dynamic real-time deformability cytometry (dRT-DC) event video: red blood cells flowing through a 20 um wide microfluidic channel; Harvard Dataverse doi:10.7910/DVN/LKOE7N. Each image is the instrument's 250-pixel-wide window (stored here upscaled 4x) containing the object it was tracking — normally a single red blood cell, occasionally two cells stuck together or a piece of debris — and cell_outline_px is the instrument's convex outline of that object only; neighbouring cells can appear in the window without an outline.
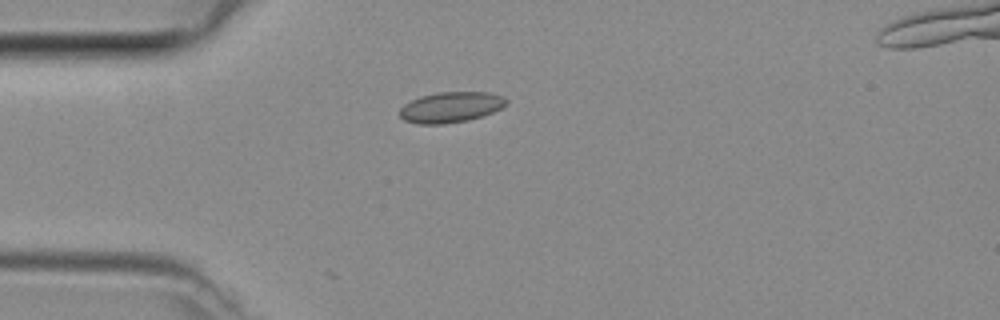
{"species": "common noctule bat (a hibernating species)", "species_latin": "Nyctalus noctula", "temperature_condition": "room temperature", "stored_images_in_passage": 4, "camera_frame_rate_fps": 3000, "um_per_image_px": 0.085, "animal": {"sex": "female", "body_mass_g": 29.2, "forearm_length_mm": 56.3}, "frame": {"image": 1, "passage_image": 3, "time_ms": 0.667, "image_size_px": [1000, 320], "cell_outline_px": [[508, 104], [484, 116], [468, 120], [444, 124], [416, 124], [404, 120], [400, 116], [400, 108], [404, 104], [420, 96], [436, 92], [488, 92], [504, 96], [508, 100]], "centroid_in_image_um": [38.33, 9.11], "position_along_channel_um": 46.7, "area_um2": 19.19}}